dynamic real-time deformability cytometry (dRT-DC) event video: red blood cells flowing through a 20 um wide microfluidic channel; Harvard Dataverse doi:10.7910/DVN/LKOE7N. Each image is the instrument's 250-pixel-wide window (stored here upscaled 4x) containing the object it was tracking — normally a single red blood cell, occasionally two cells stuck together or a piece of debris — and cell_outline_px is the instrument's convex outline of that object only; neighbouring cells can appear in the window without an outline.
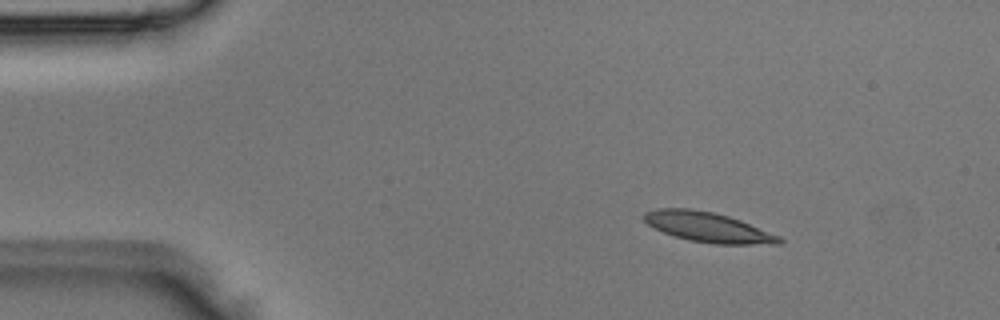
{"species": "Egyptian fruit bat (a non-hibernating species)", "species_latin": "Rousettus aegyptiacus", "temperature_condition": "room temperature", "stored_images_in_passage": 4, "camera_frame_rate_fps": 3000, "um_per_image_px": 0.085, "animal": {"sex": "male"}, "frame": {"image": 1, "passage_image": 2, "time_ms": 0.333, "image_size_px": [1000, 320], "cell_outline_px": [[784, 240], [780, 244], [712, 244], [688, 240], [664, 232], [648, 224], [644, 220], [644, 212], [656, 208], [688, 208], [712, 212], [728, 216], [740, 220], [780, 236]], "centroid_in_image_um": [60.19, 19.31], "position_along_channel_um": 24.8, "area_um2": 23.41}}
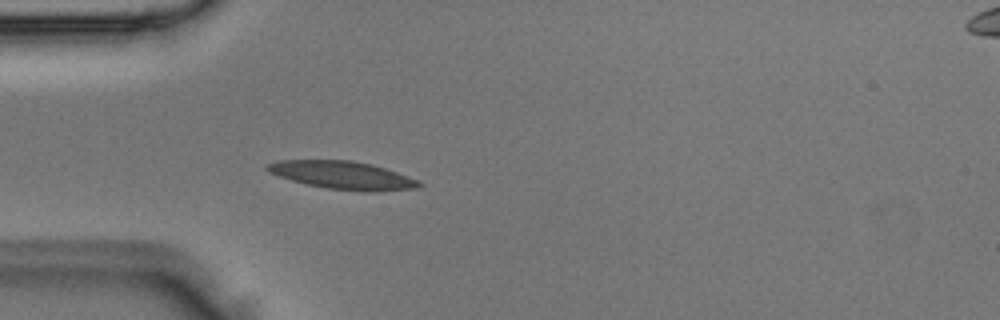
{"frame": {"image": 2, "passage_image": 4, "time_ms": 1.0, "image_size_px": [1000, 320], "cell_outline_px": [[424, 184], [420, 188], [376, 192], [364, 192], [328, 188], [308, 184], [292, 180], [268, 172], [264, 168], [264, 164], [276, 160], [352, 160], [372, 164], [396, 172], [416, 180]], "centroid_in_image_um": [29.11, 14.89], "position_along_channel_um": 55.9, "area_um2": 24.8}}